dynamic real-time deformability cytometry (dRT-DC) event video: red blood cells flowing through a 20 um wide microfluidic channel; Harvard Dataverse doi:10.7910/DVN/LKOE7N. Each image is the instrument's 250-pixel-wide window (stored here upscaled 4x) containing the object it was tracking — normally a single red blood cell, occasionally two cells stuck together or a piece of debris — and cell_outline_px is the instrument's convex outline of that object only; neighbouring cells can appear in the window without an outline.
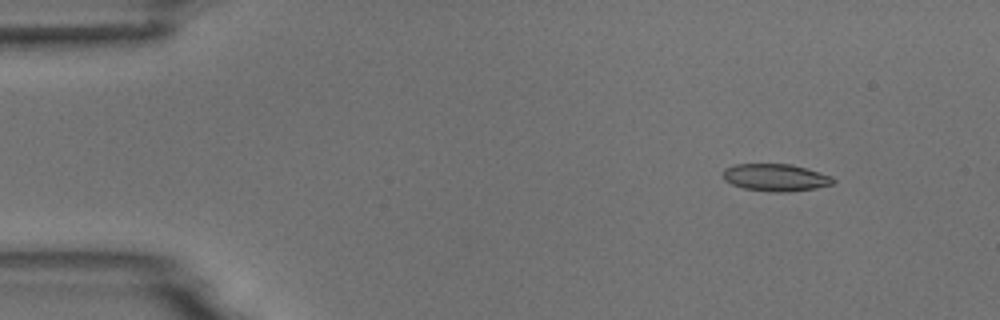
{"species": "common noctule bat (a hibernating species)", "species_latin": "Nyctalus noctula", "temperature_condition": "room temperature", "stored_images_in_passage": 10, "camera_frame_rate_fps": 3000, "um_per_image_px": 0.085, "animal": {"sex": "male", "body_mass_g": 18.8}, "frame": {"image": 1, "passage_image": 1, "time_ms": 0.0, "image_size_px": [1000, 320], "cell_outline_px": [[836, 180], [832, 184], [816, 188], [784, 192], [776, 192], [744, 188], [732, 184], [724, 180], [724, 168], [736, 164], [792, 164], [832, 176]], "centroid_in_image_um": [65.94, 15.08], "position_along_channel_um": 19.1, "area_um2": 17.34}}
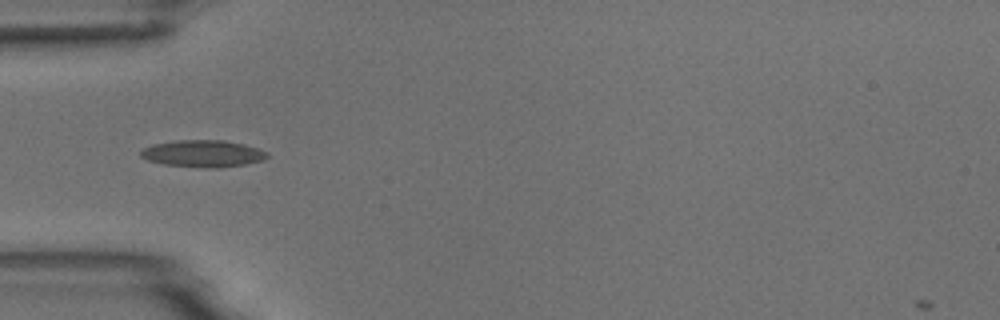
{"frame": {"image": 2, "passage_image": 4, "time_ms": 3.667, "image_size_px": [1000, 320], "cell_outline_px": [[268, 156], [264, 160], [244, 164], [220, 168], [208, 168], [164, 164], [148, 160], [140, 156], [140, 152], [144, 148], [152, 144], [180, 140], [224, 140], [244, 144], [268, 152]], "centroid_in_image_um": [17.26, 13.05], "position_along_channel_um": 67.7, "area_um2": 19.77}}
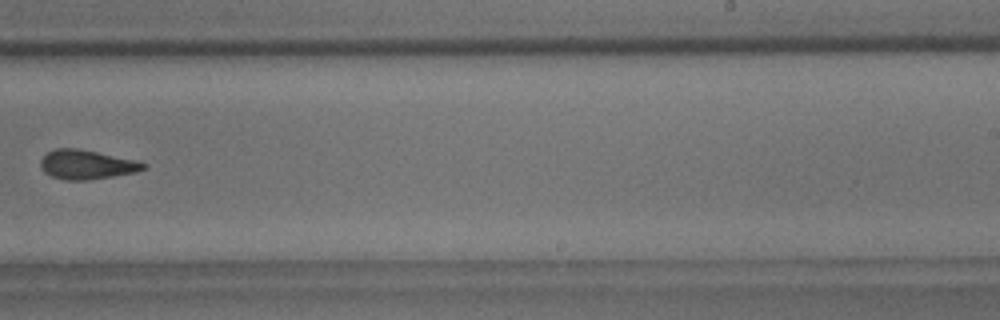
{"frame": {"image": 3, "passage_image": 9, "time_ms": 9.333, "image_size_px": [1000, 320], "cell_outline_px": [[148, 164], [144, 168], [136, 172], [88, 180], [64, 180], [52, 176], [44, 172], [40, 164], [40, 160], [48, 152], [56, 148], [76, 148], [136, 160]], "centroid_in_image_um": [7.35, 13.99], "position_along_channel_um": 281.6, "area_um2": 17.34}}